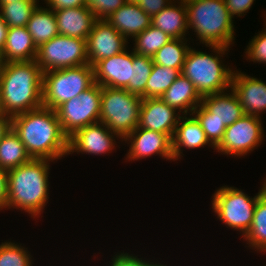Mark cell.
Listing matches in <instances>:
<instances>
[{
    "mask_svg": "<svg viewBox=\"0 0 266 266\" xmlns=\"http://www.w3.org/2000/svg\"><path fill=\"white\" fill-rule=\"evenodd\" d=\"M187 24L205 46L234 44V20L224 0H193L187 6Z\"/></svg>",
    "mask_w": 266,
    "mask_h": 266,
    "instance_id": "277c9868",
    "label": "cell"
},
{
    "mask_svg": "<svg viewBox=\"0 0 266 266\" xmlns=\"http://www.w3.org/2000/svg\"><path fill=\"white\" fill-rule=\"evenodd\" d=\"M44 2L46 7L53 11L86 6V0H44Z\"/></svg>",
    "mask_w": 266,
    "mask_h": 266,
    "instance_id": "ab89813d",
    "label": "cell"
},
{
    "mask_svg": "<svg viewBox=\"0 0 266 266\" xmlns=\"http://www.w3.org/2000/svg\"><path fill=\"white\" fill-rule=\"evenodd\" d=\"M128 41L107 20H96L86 40L88 64L94 66L129 49Z\"/></svg>",
    "mask_w": 266,
    "mask_h": 266,
    "instance_id": "4fadbf2b",
    "label": "cell"
},
{
    "mask_svg": "<svg viewBox=\"0 0 266 266\" xmlns=\"http://www.w3.org/2000/svg\"><path fill=\"white\" fill-rule=\"evenodd\" d=\"M3 64H4V61H3V58H2V53L0 52V72L2 70Z\"/></svg>",
    "mask_w": 266,
    "mask_h": 266,
    "instance_id": "7dc6e473",
    "label": "cell"
},
{
    "mask_svg": "<svg viewBox=\"0 0 266 266\" xmlns=\"http://www.w3.org/2000/svg\"><path fill=\"white\" fill-rule=\"evenodd\" d=\"M261 120L259 117L245 114L226 127L223 140L215 148L216 152L222 155L242 157L254 151L264 139Z\"/></svg>",
    "mask_w": 266,
    "mask_h": 266,
    "instance_id": "8fae6325",
    "label": "cell"
},
{
    "mask_svg": "<svg viewBox=\"0 0 266 266\" xmlns=\"http://www.w3.org/2000/svg\"><path fill=\"white\" fill-rule=\"evenodd\" d=\"M140 0H125L126 3H134L137 4Z\"/></svg>",
    "mask_w": 266,
    "mask_h": 266,
    "instance_id": "c3c4849f",
    "label": "cell"
},
{
    "mask_svg": "<svg viewBox=\"0 0 266 266\" xmlns=\"http://www.w3.org/2000/svg\"><path fill=\"white\" fill-rule=\"evenodd\" d=\"M205 145L215 150V147L209 142L203 131L200 122L193 114L181 115L179 117L174 135L172 137V154L175 160L181 159L183 148L198 149Z\"/></svg>",
    "mask_w": 266,
    "mask_h": 266,
    "instance_id": "ac0fdd59",
    "label": "cell"
},
{
    "mask_svg": "<svg viewBox=\"0 0 266 266\" xmlns=\"http://www.w3.org/2000/svg\"><path fill=\"white\" fill-rule=\"evenodd\" d=\"M7 176L8 171L0 168V210L7 208Z\"/></svg>",
    "mask_w": 266,
    "mask_h": 266,
    "instance_id": "60d3db41",
    "label": "cell"
},
{
    "mask_svg": "<svg viewBox=\"0 0 266 266\" xmlns=\"http://www.w3.org/2000/svg\"><path fill=\"white\" fill-rule=\"evenodd\" d=\"M12 128V117L0 110V141Z\"/></svg>",
    "mask_w": 266,
    "mask_h": 266,
    "instance_id": "b9f144b4",
    "label": "cell"
},
{
    "mask_svg": "<svg viewBox=\"0 0 266 266\" xmlns=\"http://www.w3.org/2000/svg\"><path fill=\"white\" fill-rule=\"evenodd\" d=\"M31 159L19 135L11 128L0 141V168L9 171Z\"/></svg>",
    "mask_w": 266,
    "mask_h": 266,
    "instance_id": "484cf974",
    "label": "cell"
},
{
    "mask_svg": "<svg viewBox=\"0 0 266 266\" xmlns=\"http://www.w3.org/2000/svg\"><path fill=\"white\" fill-rule=\"evenodd\" d=\"M95 84L93 66L84 64L43 72V107L56 110Z\"/></svg>",
    "mask_w": 266,
    "mask_h": 266,
    "instance_id": "8992f818",
    "label": "cell"
},
{
    "mask_svg": "<svg viewBox=\"0 0 266 266\" xmlns=\"http://www.w3.org/2000/svg\"><path fill=\"white\" fill-rule=\"evenodd\" d=\"M170 40L166 33L150 25L133 38L135 43L132 50L137 54L153 57Z\"/></svg>",
    "mask_w": 266,
    "mask_h": 266,
    "instance_id": "4dcf8cb0",
    "label": "cell"
},
{
    "mask_svg": "<svg viewBox=\"0 0 266 266\" xmlns=\"http://www.w3.org/2000/svg\"><path fill=\"white\" fill-rule=\"evenodd\" d=\"M133 50L98 61L93 66L95 83L101 87L124 89L131 81Z\"/></svg>",
    "mask_w": 266,
    "mask_h": 266,
    "instance_id": "9a60e30c",
    "label": "cell"
},
{
    "mask_svg": "<svg viewBox=\"0 0 266 266\" xmlns=\"http://www.w3.org/2000/svg\"><path fill=\"white\" fill-rule=\"evenodd\" d=\"M264 18L266 20V17H264ZM264 22H265V25L264 26L266 27V21H264ZM265 27L263 28V30L266 32V28Z\"/></svg>",
    "mask_w": 266,
    "mask_h": 266,
    "instance_id": "681fc988",
    "label": "cell"
},
{
    "mask_svg": "<svg viewBox=\"0 0 266 266\" xmlns=\"http://www.w3.org/2000/svg\"><path fill=\"white\" fill-rule=\"evenodd\" d=\"M8 28V25L4 22L0 15V52L3 51L5 46Z\"/></svg>",
    "mask_w": 266,
    "mask_h": 266,
    "instance_id": "7bdbcfd3",
    "label": "cell"
},
{
    "mask_svg": "<svg viewBox=\"0 0 266 266\" xmlns=\"http://www.w3.org/2000/svg\"><path fill=\"white\" fill-rule=\"evenodd\" d=\"M225 5L229 11V14L232 18L237 15L238 17H242L248 13L250 8L255 0H224Z\"/></svg>",
    "mask_w": 266,
    "mask_h": 266,
    "instance_id": "74e56055",
    "label": "cell"
},
{
    "mask_svg": "<svg viewBox=\"0 0 266 266\" xmlns=\"http://www.w3.org/2000/svg\"><path fill=\"white\" fill-rule=\"evenodd\" d=\"M42 72L88 64L86 40L57 35L37 48Z\"/></svg>",
    "mask_w": 266,
    "mask_h": 266,
    "instance_id": "9c48e42d",
    "label": "cell"
},
{
    "mask_svg": "<svg viewBox=\"0 0 266 266\" xmlns=\"http://www.w3.org/2000/svg\"><path fill=\"white\" fill-rule=\"evenodd\" d=\"M22 0H0V3H14L21 2Z\"/></svg>",
    "mask_w": 266,
    "mask_h": 266,
    "instance_id": "bcb514c9",
    "label": "cell"
},
{
    "mask_svg": "<svg viewBox=\"0 0 266 266\" xmlns=\"http://www.w3.org/2000/svg\"><path fill=\"white\" fill-rule=\"evenodd\" d=\"M231 88L242 106L244 114L261 118L266 111V83L244 72L234 70Z\"/></svg>",
    "mask_w": 266,
    "mask_h": 266,
    "instance_id": "2e32d148",
    "label": "cell"
},
{
    "mask_svg": "<svg viewBox=\"0 0 266 266\" xmlns=\"http://www.w3.org/2000/svg\"><path fill=\"white\" fill-rule=\"evenodd\" d=\"M39 2V0H22L14 3H0V15L8 27H24Z\"/></svg>",
    "mask_w": 266,
    "mask_h": 266,
    "instance_id": "f546056e",
    "label": "cell"
},
{
    "mask_svg": "<svg viewBox=\"0 0 266 266\" xmlns=\"http://www.w3.org/2000/svg\"><path fill=\"white\" fill-rule=\"evenodd\" d=\"M102 87L95 83L55 111L63 132L70 137L78 129L100 122Z\"/></svg>",
    "mask_w": 266,
    "mask_h": 266,
    "instance_id": "30bf717a",
    "label": "cell"
},
{
    "mask_svg": "<svg viewBox=\"0 0 266 266\" xmlns=\"http://www.w3.org/2000/svg\"><path fill=\"white\" fill-rule=\"evenodd\" d=\"M58 34L87 40L96 21L94 14L85 7L55 10Z\"/></svg>",
    "mask_w": 266,
    "mask_h": 266,
    "instance_id": "d6986e66",
    "label": "cell"
},
{
    "mask_svg": "<svg viewBox=\"0 0 266 266\" xmlns=\"http://www.w3.org/2000/svg\"><path fill=\"white\" fill-rule=\"evenodd\" d=\"M170 4H179V5H185L187 6L190 4L193 0H168ZM177 1V2H176Z\"/></svg>",
    "mask_w": 266,
    "mask_h": 266,
    "instance_id": "ee69618b",
    "label": "cell"
},
{
    "mask_svg": "<svg viewBox=\"0 0 266 266\" xmlns=\"http://www.w3.org/2000/svg\"><path fill=\"white\" fill-rule=\"evenodd\" d=\"M201 104L212 114L213 118L223 123L226 127L245 115L232 88L202 97Z\"/></svg>",
    "mask_w": 266,
    "mask_h": 266,
    "instance_id": "7402d4cb",
    "label": "cell"
},
{
    "mask_svg": "<svg viewBox=\"0 0 266 266\" xmlns=\"http://www.w3.org/2000/svg\"><path fill=\"white\" fill-rule=\"evenodd\" d=\"M151 25L166 33L171 39H187V7L169 4L152 17Z\"/></svg>",
    "mask_w": 266,
    "mask_h": 266,
    "instance_id": "cb8c5ba5",
    "label": "cell"
},
{
    "mask_svg": "<svg viewBox=\"0 0 266 266\" xmlns=\"http://www.w3.org/2000/svg\"><path fill=\"white\" fill-rule=\"evenodd\" d=\"M244 50L246 60L266 64V32L262 29L248 42Z\"/></svg>",
    "mask_w": 266,
    "mask_h": 266,
    "instance_id": "e575fe53",
    "label": "cell"
},
{
    "mask_svg": "<svg viewBox=\"0 0 266 266\" xmlns=\"http://www.w3.org/2000/svg\"><path fill=\"white\" fill-rule=\"evenodd\" d=\"M192 114L200 122L209 142L216 148L223 140L226 126L213 118L212 114L202 104H199Z\"/></svg>",
    "mask_w": 266,
    "mask_h": 266,
    "instance_id": "d6a6232c",
    "label": "cell"
},
{
    "mask_svg": "<svg viewBox=\"0 0 266 266\" xmlns=\"http://www.w3.org/2000/svg\"><path fill=\"white\" fill-rule=\"evenodd\" d=\"M107 21L128 40L147 29L151 25L152 18L138 4L125 3L113 12Z\"/></svg>",
    "mask_w": 266,
    "mask_h": 266,
    "instance_id": "ffe728a7",
    "label": "cell"
},
{
    "mask_svg": "<svg viewBox=\"0 0 266 266\" xmlns=\"http://www.w3.org/2000/svg\"><path fill=\"white\" fill-rule=\"evenodd\" d=\"M180 114L160 98L142 99L138 127L166 134L171 140Z\"/></svg>",
    "mask_w": 266,
    "mask_h": 266,
    "instance_id": "e0dca14e",
    "label": "cell"
},
{
    "mask_svg": "<svg viewBox=\"0 0 266 266\" xmlns=\"http://www.w3.org/2000/svg\"><path fill=\"white\" fill-rule=\"evenodd\" d=\"M4 62L32 61L37 56V46L34 44L26 26L9 27L6 43L3 48Z\"/></svg>",
    "mask_w": 266,
    "mask_h": 266,
    "instance_id": "603a6c76",
    "label": "cell"
},
{
    "mask_svg": "<svg viewBox=\"0 0 266 266\" xmlns=\"http://www.w3.org/2000/svg\"><path fill=\"white\" fill-rule=\"evenodd\" d=\"M137 4L146 14L152 18L170 3L168 0H140Z\"/></svg>",
    "mask_w": 266,
    "mask_h": 266,
    "instance_id": "f35d334b",
    "label": "cell"
},
{
    "mask_svg": "<svg viewBox=\"0 0 266 266\" xmlns=\"http://www.w3.org/2000/svg\"><path fill=\"white\" fill-rule=\"evenodd\" d=\"M142 99L126 89L102 87L100 122L123 140L138 127Z\"/></svg>",
    "mask_w": 266,
    "mask_h": 266,
    "instance_id": "52a82bcc",
    "label": "cell"
},
{
    "mask_svg": "<svg viewBox=\"0 0 266 266\" xmlns=\"http://www.w3.org/2000/svg\"><path fill=\"white\" fill-rule=\"evenodd\" d=\"M180 74L178 69L153 64L146 83V98H160Z\"/></svg>",
    "mask_w": 266,
    "mask_h": 266,
    "instance_id": "1f68e13d",
    "label": "cell"
},
{
    "mask_svg": "<svg viewBox=\"0 0 266 266\" xmlns=\"http://www.w3.org/2000/svg\"><path fill=\"white\" fill-rule=\"evenodd\" d=\"M112 261L109 263V266H167L166 264H161L159 262H151L152 260H145L141 258H138V255L135 254H129L123 252H117L113 258Z\"/></svg>",
    "mask_w": 266,
    "mask_h": 266,
    "instance_id": "8d00e7d4",
    "label": "cell"
},
{
    "mask_svg": "<svg viewBox=\"0 0 266 266\" xmlns=\"http://www.w3.org/2000/svg\"><path fill=\"white\" fill-rule=\"evenodd\" d=\"M125 3V0H86V7L94 14L96 20H107Z\"/></svg>",
    "mask_w": 266,
    "mask_h": 266,
    "instance_id": "d590c367",
    "label": "cell"
},
{
    "mask_svg": "<svg viewBox=\"0 0 266 266\" xmlns=\"http://www.w3.org/2000/svg\"><path fill=\"white\" fill-rule=\"evenodd\" d=\"M187 39H171L152 57L154 64L182 71L187 52L191 46Z\"/></svg>",
    "mask_w": 266,
    "mask_h": 266,
    "instance_id": "83f0119b",
    "label": "cell"
},
{
    "mask_svg": "<svg viewBox=\"0 0 266 266\" xmlns=\"http://www.w3.org/2000/svg\"><path fill=\"white\" fill-rule=\"evenodd\" d=\"M21 245L14 241L2 242L0 244V266H33L34 259L31 253Z\"/></svg>",
    "mask_w": 266,
    "mask_h": 266,
    "instance_id": "836d02e7",
    "label": "cell"
},
{
    "mask_svg": "<svg viewBox=\"0 0 266 266\" xmlns=\"http://www.w3.org/2000/svg\"><path fill=\"white\" fill-rule=\"evenodd\" d=\"M122 141L129 145L125 157L127 161H137L155 154L174 161L172 140L164 133L137 127Z\"/></svg>",
    "mask_w": 266,
    "mask_h": 266,
    "instance_id": "5bb4252c",
    "label": "cell"
},
{
    "mask_svg": "<svg viewBox=\"0 0 266 266\" xmlns=\"http://www.w3.org/2000/svg\"><path fill=\"white\" fill-rule=\"evenodd\" d=\"M243 239L257 253L266 252V199L262 196L256 202L251 228Z\"/></svg>",
    "mask_w": 266,
    "mask_h": 266,
    "instance_id": "4316f807",
    "label": "cell"
},
{
    "mask_svg": "<svg viewBox=\"0 0 266 266\" xmlns=\"http://www.w3.org/2000/svg\"><path fill=\"white\" fill-rule=\"evenodd\" d=\"M115 138V139H114ZM116 138L122 140L116 133L112 132L102 122L90 124L78 129L68 137V155L77 154L103 155L115 150Z\"/></svg>",
    "mask_w": 266,
    "mask_h": 266,
    "instance_id": "7c38bea8",
    "label": "cell"
},
{
    "mask_svg": "<svg viewBox=\"0 0 266 266\" xmlns=\"http://www.w3.org/2000/svg\"><path fill=\"white\" fill-rule=\"evenodd\" d=\"M263 186H261L260 194L262 197H264L266 199V178L264 179V182L262 184Z\"/></svg>",
    "mask_w": 266,
    "mask_h": 266,
    "instance_id": "f6af8a7d",
    "label": "cell"
},
{
    "mask_svg": "<svg viewBox=\"0 0 266 266\" xmlns=\"http://www.w3.org/2000/svg\"><path fill=\"white\" fill-rule=\"evenodd\" d=\"M26 28L37 48L58 35L56 16L53 10L38 5Z\"/></svg>",
    "mask_w": 266,
    "mask_h": 266,
    "instance_id": "d4e9b609",
    "label": "cell"
},
{
    "mask_svg": "<svg viewBox=\"0 0 266 266\" xmlns=\"http://www.w3.org/2000/svg\"><path fill=\"white\" fill-rule=\"evenodd\" d=\"M153 58L137 54L133 51V67H131V81L124 88L130 93L146 98V83L153 67Z\"/></svg>",
    "mask_w": 266,
    "mask_h": 266,
    "instance_id": "f1b7e54d",
    "label": "cell"
},
{
    "mask_svg": "<svg viewBox=\"0 0 266 266\" xmlns=\"http://www.w3.org/2000/svg\"><path fill=\"white\" fill-rule=\"evenodd\" d=\"M167 105L182 115L192 114L202 102L194 84L182 73L160 97Z\"/></svg>",
    "mask_w": 266,
    "mask_h": 266,
    "instance_id": "44dd1931",
    "label": "cell"
},
{
    "mask_svg": "<svg viewBox=\"0 0 266 266\" xmlns=\"http://www.w3.org/2000/svg\"><path fill=\"white\" fill-rule=\"evenodd\" d=\"M49 162L46 159H31L8 171L7 209L25 211L31 217H40L49 199Z\"/></svg>",
    "mask_w": 266,
    "mask_h": 266,
    "instance_id": "3957f363",
    "label": "cell"
},
{
    "mask_svg": "<svg viewBox=\"0 0 266 266\" xmlns=\"http://www.w3.org/2000/svg\"><path fill=\"white\" fill-rule=\"evenodd\" d=\"M212 210L217 218L228 228L237 230L245 236L251 228L256 202L261 196L260 191L250 197L232 186H222L212 195Z\"/></svg>",
    "mask_w": 266,
    "mask_h": 266,
    "instance_id": "ba28073f",
    "label": "cell"
},
{
    "mask_svg": "<svg viewBox=\"0 0 266 266\" xmlns=\"http://www.w3.org/2000/svg\"><path fill=\"white\" fill-rule=\"evenodd\" d=\"M206 47L213 53L208 54L190 47L181 71L194 84L201 97L231 88L234 72V69L223 63V55L228 54L229 47Z\"/></svg>",
    "mask_w": 266,
    "mask_h": 266,
    "instance_id": "5b68a950",
    "label": "cell"
},
{
    "mask_svg": "<svg viewBox=\"0 0 266 266\" xmlns=\"http://www.w3.org/2000/svg\"><path fill=\"white\" fill-rule=\"evenodd\" d=\"M43 106V72L35 60L4 62L0 72V110L9 116Z\"/></svg>",
    "mask_w": 266,
    "mask_h": 266,
    "instance_id": "7a4b0ae2",
    "label": "cell"
},
{
    "mask_svg": "<svg viewBox=\"0 0 266 266\" xmlns=\"http://www.w3.org/2000/svg\"><path fill=\"white\" fill-rule=\"evenodd\" d=\"M12 128L32 159L57 160L68 156V136L55 110L46 107L12 116Z\"/></svg>",
    "mask_w": 266,
    "mask_h": 266,
    "instance_id": "6da1fadb",
    "label": "cell"
}]
</instances>
